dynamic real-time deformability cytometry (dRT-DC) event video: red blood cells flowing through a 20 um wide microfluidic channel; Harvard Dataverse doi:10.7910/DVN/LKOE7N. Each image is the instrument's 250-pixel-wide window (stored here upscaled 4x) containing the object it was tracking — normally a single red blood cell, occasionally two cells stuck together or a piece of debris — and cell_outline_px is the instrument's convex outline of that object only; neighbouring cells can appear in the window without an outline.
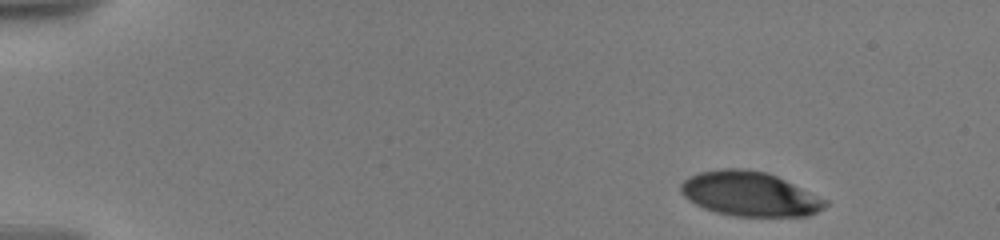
{"species": "human", "species_latin": "Homo sapiens", "temperature_condition": "warm", "stored_images_in_passage": 17, "camera_frame_rate_fps": 3000, "um_per_image_px": 0.085, "donor": {"sex": "male"}, "frame": {"image": 1, "passage_image": 1, "time_ms": 0.0, "image_size_px": [1000, 240], "cell_outline_px": [[828, 204], [824, 208], [808, 216], [736, 216], [716, 212], [704, 208], [688, 200], [680, 192], [680, 184], [688, 176], [700, 172], [724, 168], [740, 168], [768, 172], [828, 200]], "centroid_in_image_um": [63.72, 16.48], "position_along_channel_um": 21.3, "area_um2": 37.45}}
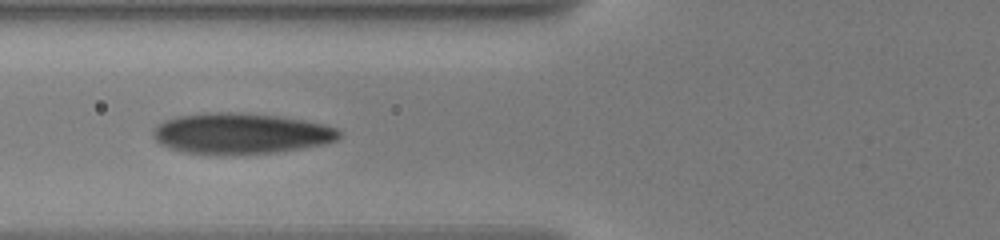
{"frame": {"image": 2, "passage_image": 12, "time_ms": 5.667, "image_size_px": [1000, 240], "cell_outline_px": [[340, 136], [336, 140], [320, 144], [300, 148], [276, 152], [184, 152], [168, 148], [160, 144], [152, 136], [152, 128], [164, 120], [176, 116], [204, 112], [240, 112], [276, 116], [304, 120], [336, 128], [340, 132]], "centroid_in_image_um": [20.39, 11.3], "position_along_channel_um": 105.4, "area_um2": 43.29}}
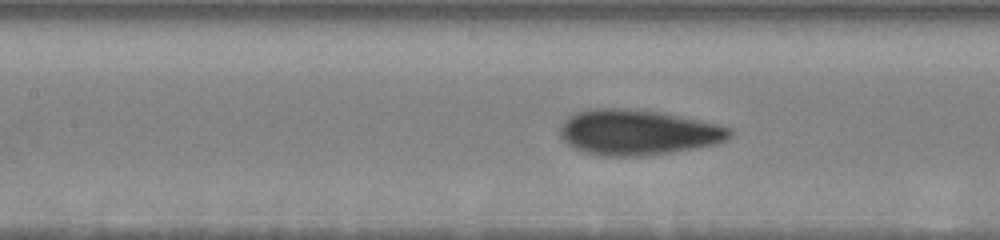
{"frame": {"image": 3, "passage_image": 15, "time_ms": 7.0, "image_size_px": [1000, 240], "cell_outline_px": [[732, 136], [716, 144], [696, 148], [672, 152], [636, 156], [604, 156], [584, 152], [572, 148], [560, 136], [560, 124], [568, 116], [576, 112], [588, 108], [624, 108], [656, 112], [720, 124], [732, 128]], "centroid_in_image_um": [54.18, 11.25], "position_along_channel_um": 153.2, "area_um2": 44.91}}